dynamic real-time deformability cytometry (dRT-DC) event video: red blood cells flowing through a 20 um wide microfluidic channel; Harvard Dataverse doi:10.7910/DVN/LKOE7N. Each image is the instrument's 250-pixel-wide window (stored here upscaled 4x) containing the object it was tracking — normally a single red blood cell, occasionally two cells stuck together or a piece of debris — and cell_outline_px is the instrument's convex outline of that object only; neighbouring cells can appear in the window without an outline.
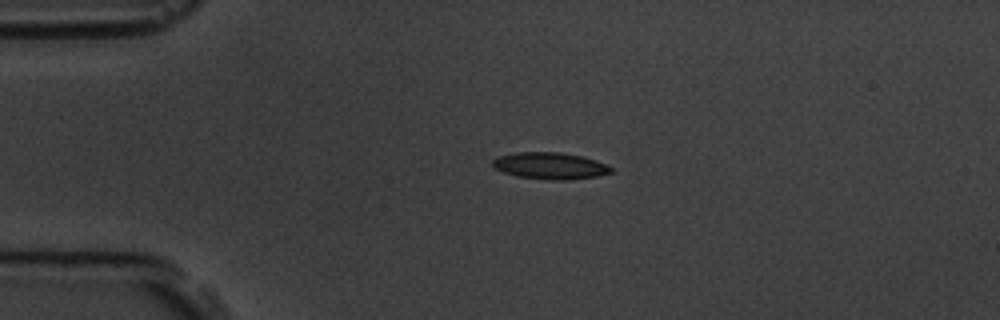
{"species": "common noctule bat (a hibernating species)", "species_latin": "Nyctalus noctula", "temperature_condition": "room temperature", "stored_images_in_passage": 4, "camera_frame_rate_fps": 3000, "um_per_image_px": 0.085, "animal": {"sex": "male", "body_mass_g": 19.5, "forearm_length_mm": 54.6}, "frame": {"image": 1, "passage_image": 3, "time_ms": 2.333, "image_size_px": [1000, 320], "cell_outline_px": [[612, 172], [596, 176], [564, 180], [552, 180], [516, 176], [492, 168], [492, 160], [500, 156], [516, 152], [560, 152], [580, 156], [596, 160], [612, 168]], "centroid_in_image_um": [46.71, 14.09], "position_along_channel_um": 38.3, "area_um2": 18.26}}